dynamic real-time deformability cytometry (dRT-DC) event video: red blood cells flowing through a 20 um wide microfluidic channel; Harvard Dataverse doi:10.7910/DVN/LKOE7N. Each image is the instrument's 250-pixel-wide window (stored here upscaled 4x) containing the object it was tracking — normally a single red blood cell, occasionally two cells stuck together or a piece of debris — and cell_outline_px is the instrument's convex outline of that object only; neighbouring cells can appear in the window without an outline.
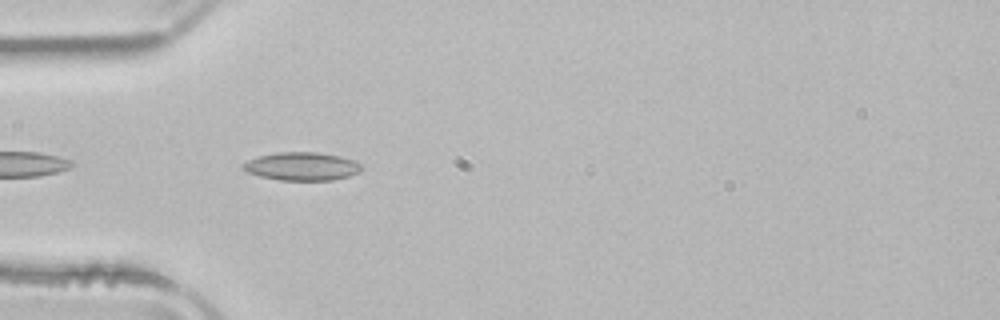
{"species": "common noctule bat (a hibernating species)", "species_latin": "Nyctalus noctula", "temperature_condition": "room temperature", "stored_images_in_passage": 10, "camera_frame_rate_fps": 3000, "um_per_image_px": 0.085, "animal": {"sex": "male", "body_mass_g": 21.5, "forearm_length_mm": 52.0}, "frame": {"image": 1, "passage_image": 2, "time_ms": 0.333, "image_size_px": [1000, 320], "cell_outline_px": [[364, 168], [360, 172], [348, 176], [332, 180], [280, 180], [260, 176], [248, 172], [240, 168], [240, 164], [248, 160], [260, 156], [276, 152], [316, 152], [340, 156], [356, 160], [364, 164]], "centroid_in_image_um": [25.7, 14.13], "position_along_channel_um": 59.3, "area_um2": 19.71}}
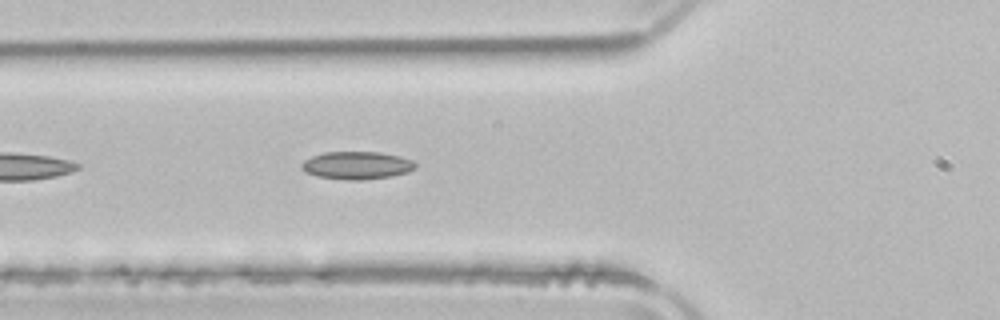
{"frame": {"image": 2, "passage_image": 5, "time_ms": 1.333, "image_size_px": [1000, 320], "cell_outline_px": [[416, 168], [408, 172], [392, 176], [364, 180], [348, 180], [316, 176], [304, 172], [300, 168], [300, 164], [304, 160], [312, 156], [324, 152], [380, 152], [400, 156], [412, 160], [416, 164]], "centroid_in_image_um": [30.31, 14.06], "position_along_channel_um": 95.5, "area_um2": 18.61}}